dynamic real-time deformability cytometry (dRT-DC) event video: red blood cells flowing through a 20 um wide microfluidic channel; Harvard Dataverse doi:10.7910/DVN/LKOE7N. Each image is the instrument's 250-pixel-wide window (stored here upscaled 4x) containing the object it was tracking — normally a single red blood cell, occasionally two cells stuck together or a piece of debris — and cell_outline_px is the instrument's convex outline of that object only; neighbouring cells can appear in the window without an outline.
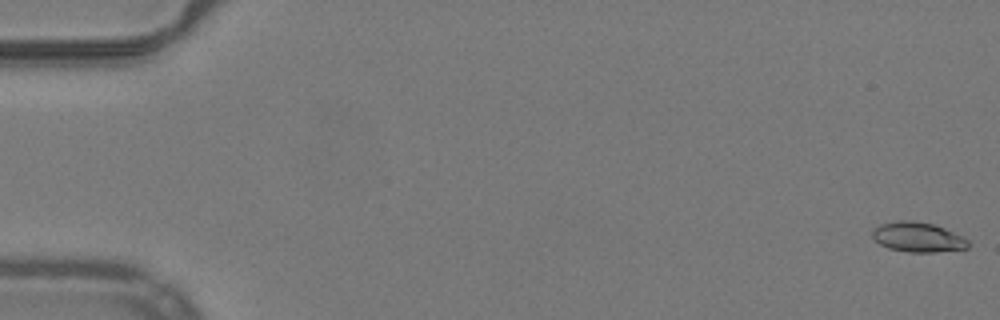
{"species": "common noctule bat (a hibernating species)", "species_latin": "Nyctalus noctula", "temperature_condition": "warm", "stored_images_in_passage": 53, "camera_frame_rate_fps": 3000, "um_per_image_px": 0.085, "animal": {"sex": "male", "body_mass_g": 19.2, "forearm_length_mm": 51.8}, "frame": {"image": 1, "passage_image": 1, "time_ms": 0.0, "image_size_px": [1000, 320], "cell_outline_px": [[968, 248], [936, 252], [908, 252], [888, 248], [880, 244], [872, 236], [872, 228], [880, 224], [896, 220], [912, 220], [932, 224], [944, 228], [968, 240]], "centroid_in_image_um": [77.97, 20.15], "position_along_channel_um": 7.0, "area_um2": 16.59}}
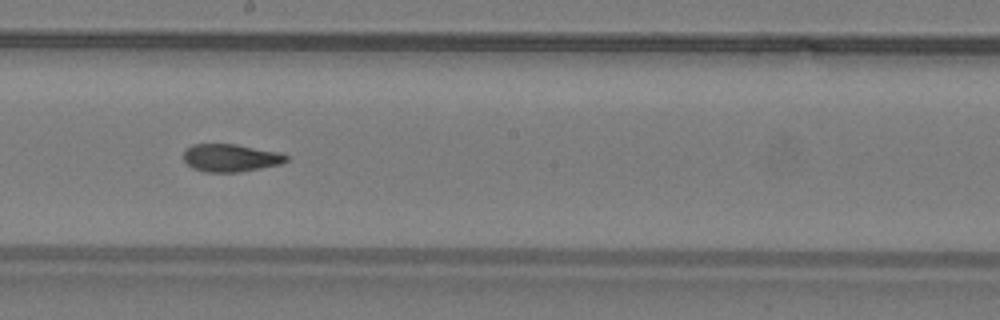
{"frame": {"image": 2, "passage_image": 30, "time_ms": 9.667, "image_size_px": [1000, 320], "cell_outline_px": [[288, 160], [280, 164], [260, 168], [236, 172], [204, 172], [192, 168], [184, 160], [184, 152], [192, 144], [236, 144], [280, 152], [288, 156]], "centroid_in_image_um": [19.61, 13.41], "position_along_channel_um": 228.6, "area_um2": 16.53}}
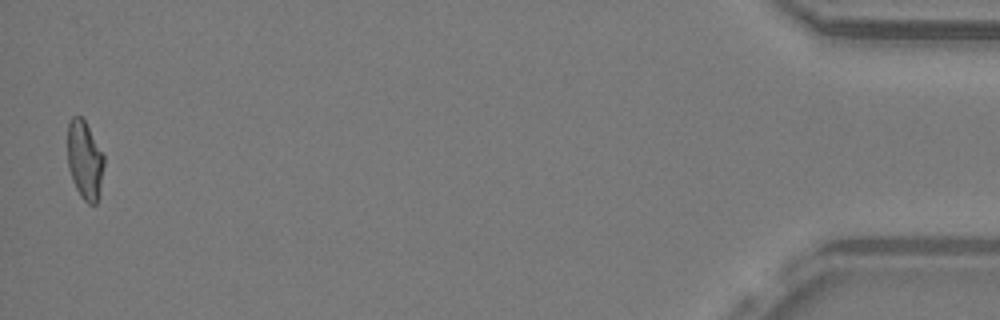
{"frame": {"image": 3, "passage_image": 52, "time_ms": 17.0, "image_size_px": [1000, 320], "cell_outline_px": [[104, 164], [100, 188], [96, 204], [88, 204], [80, 196], [72, 180], [68, 168], [68, 124], [72, 116], [80, 116], [84, 120], [104, 156]], "centroid_in_image_um": [7.19, 13.62], "position_along_channel_um": 428.0, "area_um2": 16.47}, "authors_computed_cell_mechanics": {"area_um2": 16.8198, "velocity_mm_per_s": 3.9905, "shape_relaxation_time_tau1_ms": null, "shape_relaxation_time_tau2_ms": 2.1053, "deformation_change_tau1": null, "deformation_change_tau2": 0.0905}}